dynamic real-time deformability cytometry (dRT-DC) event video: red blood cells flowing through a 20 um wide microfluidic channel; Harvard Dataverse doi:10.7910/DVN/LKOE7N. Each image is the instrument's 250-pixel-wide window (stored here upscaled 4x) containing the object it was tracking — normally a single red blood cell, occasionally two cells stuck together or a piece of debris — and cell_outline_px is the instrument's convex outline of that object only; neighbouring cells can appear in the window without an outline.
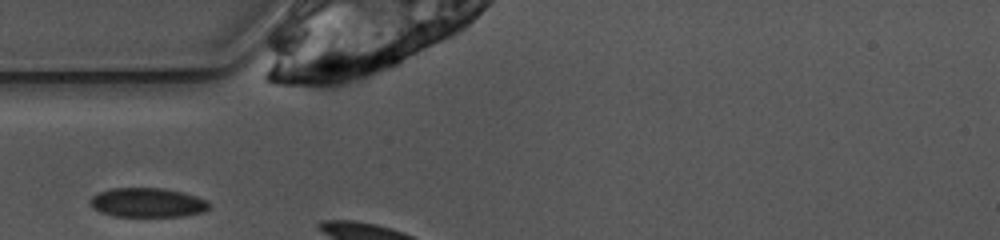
{"species": "common noctule bat (a hibernating species)", "species_latin": "Nyctalus noctula", "temperature_condition": "warm", "stored_images_in_passage": 3, "camera_frame_rate_fps": 3000, "um_per_image_px": 0.085, "animal": {"sex": "female", "body_mass_g": 10.0, "forearm_length_mm": 53.1}, "frame": {"image": 1, "passage_image": 1, "time_ms": 0.0, "image_size_px": [1000, 240], "cell_outline_px": [[208, 208], [204, 212], [180, 216], [116, 216], [100, 212], [92, 208], [88, 200], [92, 196], [100, 192], [112, 188], [164, 188], [184, 192], [208, 200]], "centroid_in_image_um": [12.52, 17.21], "position_along_channel_um": 72.5, "area_um2": 20.35}}